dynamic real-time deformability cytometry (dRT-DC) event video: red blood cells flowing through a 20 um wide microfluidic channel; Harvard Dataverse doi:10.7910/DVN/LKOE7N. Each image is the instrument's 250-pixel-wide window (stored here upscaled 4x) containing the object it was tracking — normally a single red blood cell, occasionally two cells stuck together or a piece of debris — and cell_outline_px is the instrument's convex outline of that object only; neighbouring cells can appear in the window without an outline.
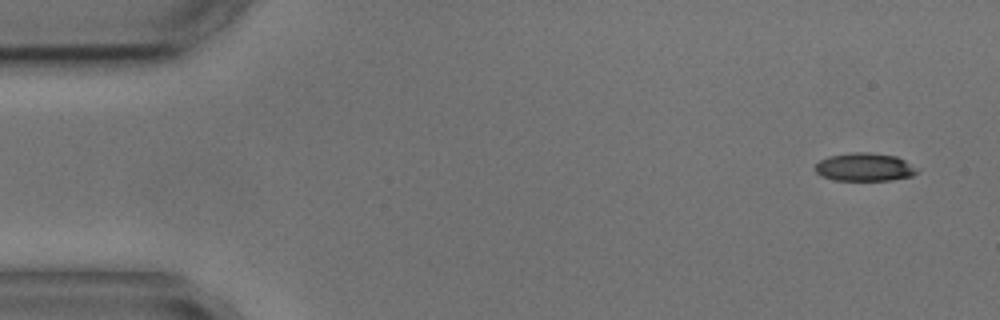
{"species": "common noctule bat (a hibernating species)", "species_latin": "Nyctalus noctula", "temperature_condition": "cold", "stored_images_in_passage": 5, "camera_frame_rate_fps": 3000, "um_per_image_px": 0.085, "animal": {"sex": "male", "body_mass_g": 17.9, "forearm_length_mm": 54.2}, "frame": {"image": 1, "passage_image": 1, "time_ms": 0.0, "image_size_px": [1000, 320], "cell_outline_px": [[920, 172], [912, 176], [892, 180], [836, 180], [820, 176], [816, 172], [816, 164], [820, 160], [828, 156], [852, 152], [872, 152], [896, 156], [920, 168]], "centroid_in_image_um": [73.54, 14.2], "position_along_channel_um": 11.5, "area_um2": 16.94}}
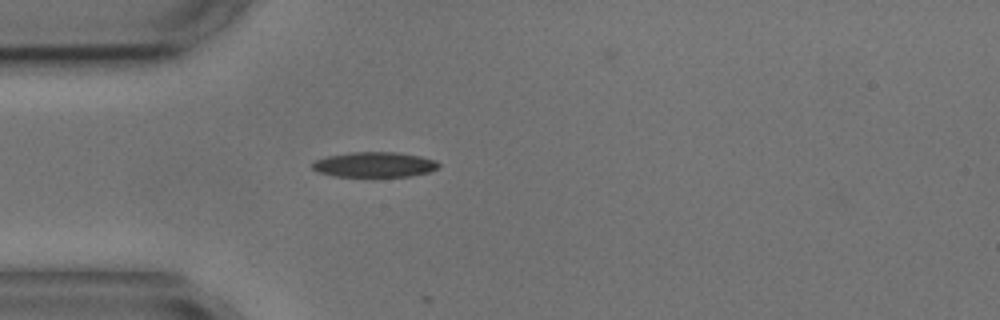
{"frame": {"image": 2, "passage_image": 4, "time_ms": 4.0, "image_size_px": [1000, 320], "cell_outline_px": [[440, 168], [428, 172], [408, 176], [336, 176], [316, 172], [312, 168], [312, 164], [316, 160], [328, 156], [352, 152], [396, 152], [420, 156], [436, 160], [440, 164]], "centroid_in_image_um": [31.85, 13.99], "position_along_channel_um": 53.2, "area_um2": 18.44}}